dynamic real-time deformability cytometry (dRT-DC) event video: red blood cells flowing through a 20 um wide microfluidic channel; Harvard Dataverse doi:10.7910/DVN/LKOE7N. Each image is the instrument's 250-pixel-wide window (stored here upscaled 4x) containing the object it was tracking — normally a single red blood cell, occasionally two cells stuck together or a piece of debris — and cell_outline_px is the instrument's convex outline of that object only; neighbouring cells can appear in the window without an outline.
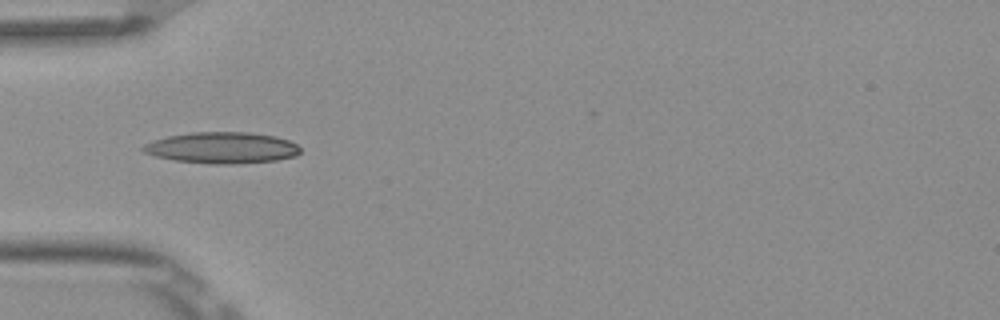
{"species": "Egyptian fruit bat (a non-hibernating species)", "species_latin": "Rousettus aegyptiacus", "temperature_condition": "room temperature", "stored_images_in_passage": 4, "camera_frame_rate_fps": 3000, "um_per_image_px": 0.085, "frame": {"image": 1, "passage_image": 3, "time_ms": 0.667, "image_size_px": [1000, 320], "cell_outline_px": [[300, 152], [296, 156], [276, 160], [236, 164], [208, 164], [176, 160], [156, 156], [144, 152], [140, 148], [144, 144], [168, 136], [192, 132], [248, 132], [276, 136], [288, 140], [296, 144], [300, 148]], "centroid_in_image_um": [18.89, 12.56], "position_along_channel_um": 66.1, "area_um2": 28.61}}
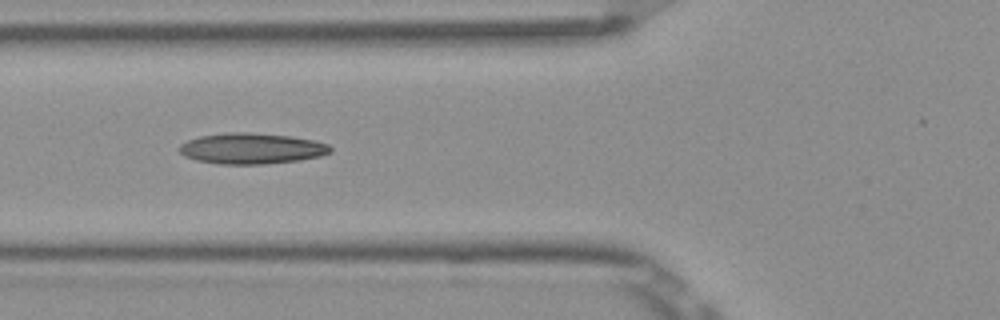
{"frame": {"image": 2, "passage_image": 4, "time_ms": 1.0, "image_size_px": [1000, 320], "cell_outline_px": [[332, 152], [320, 156], [300, 160], [264, 164], [220, 164], [196, 160], [184, 156], [176, 148], [180, 144], [188, 140], [200, 136], [224, 132], [248, 132], [288, 136], [316, 140], [328, 144], [332, 148]], "centroid_in_image_um": [21.37, 12.62], "position_along_channel_um": 104.4, "area_um2": 27.34}}